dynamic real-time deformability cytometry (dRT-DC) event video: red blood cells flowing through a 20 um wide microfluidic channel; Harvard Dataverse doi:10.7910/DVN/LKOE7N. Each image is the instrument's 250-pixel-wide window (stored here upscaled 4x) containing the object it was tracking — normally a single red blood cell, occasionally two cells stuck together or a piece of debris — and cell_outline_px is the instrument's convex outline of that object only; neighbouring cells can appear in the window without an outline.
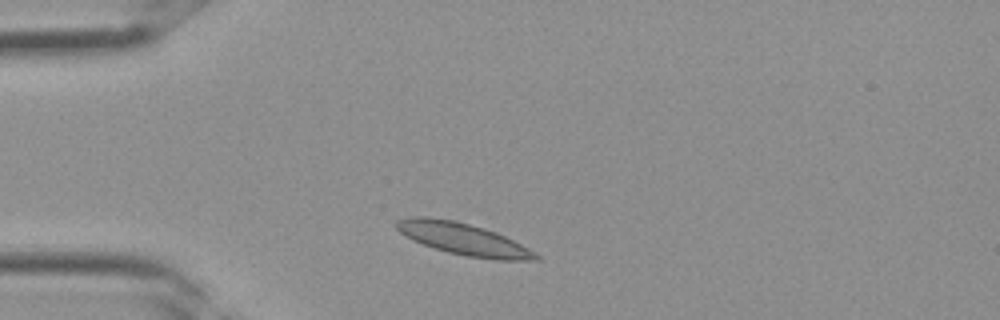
{"species": "Egyptian fruit bat (a non-hibernating species)", "species_latin": "Rousettus aegyptiacus", "temperature_condition": "room temperature", "stored_images_in_passage": 1, "camera_frame_rate_fps": 3000, "um_per_image_px": 0.085, "frame": {"image": 1, "passage_image": 1, "time_ms": 0.0, "image_size_px": [1000, 320], "cell_outline_px": [[540, 260], [496, 260], [468, 256], [448, 252], [412, 240], [404, 236], [396, 228], [396, 220], [408, 216], [428, 216], [456, 220], [484, 228], [496, 232], [528, 248], [540, 256]], "centroid_in_image_um": [39.34, 20.29], "position_along_channel_um": 45.7, "area_um2": 25.89}}